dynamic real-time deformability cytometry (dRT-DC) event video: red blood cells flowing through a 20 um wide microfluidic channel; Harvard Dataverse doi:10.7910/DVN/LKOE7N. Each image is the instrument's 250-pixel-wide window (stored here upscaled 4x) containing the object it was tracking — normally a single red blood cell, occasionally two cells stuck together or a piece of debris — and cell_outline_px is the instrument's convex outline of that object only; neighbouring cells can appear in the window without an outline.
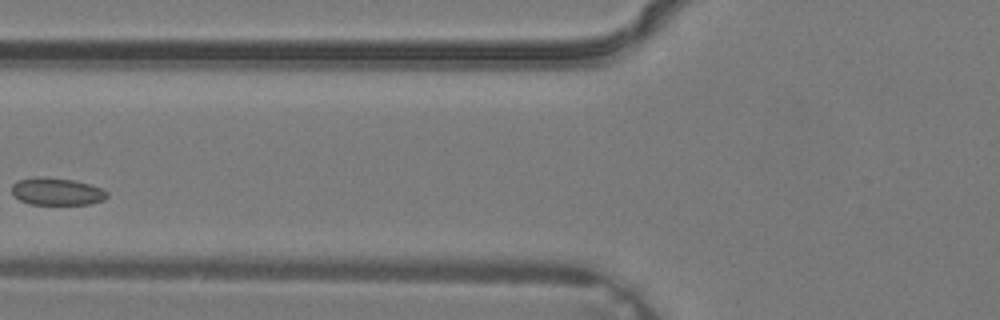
{"species": "common noctule bat (a hibernating species)", "species_latin": "Nyctalus noctula", "temperature_condition": "warm", "stored_images_in_passage": 2, "camera_frame_rate_fps": 3000, "um_per_image_px": 0.085, "animal": {"sex": "male", "body_mass_g": 19.2, "forearm_length_mm": 51.8}, "frame": {"image": 1, "passage_image": 2, "time_ms": 0.333, "image_size_px": [1000, 320], "cell_outline_px": [[108, 196], [104, 200], [92, 204], [28, 204], [20, 200], [12, 192], [12, 184], [16, 180], [36, 176], [44, 176], [72, 180], [104, 188], [108, 192]], "centroid_in_image_um": [4.84, 16.27], "position_along_channel_um": 121.0, "area_um2": 15.37}}